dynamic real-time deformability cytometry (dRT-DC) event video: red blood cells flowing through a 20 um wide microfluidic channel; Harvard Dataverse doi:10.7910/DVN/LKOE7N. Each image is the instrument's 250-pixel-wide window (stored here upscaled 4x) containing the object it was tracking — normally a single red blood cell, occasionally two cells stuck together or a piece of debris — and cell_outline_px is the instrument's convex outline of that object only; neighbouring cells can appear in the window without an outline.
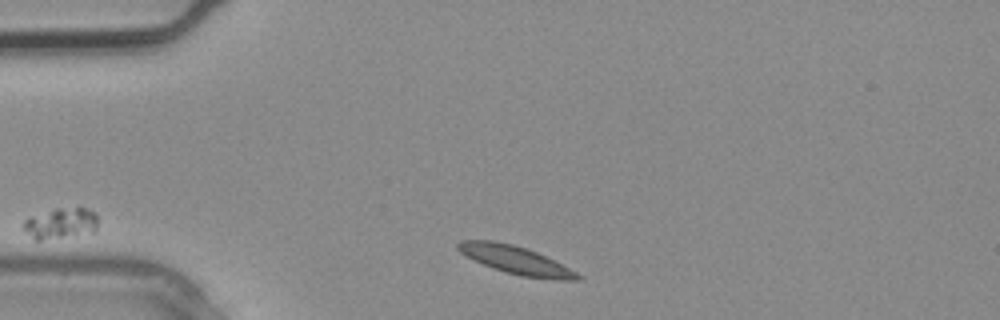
{"species": "common noctule bat (a hibernating species)", "species_latin": "Nyctalus noctula", "temperature_condition": "warm", "stored_images_in_passage": 1, "camera_frame_rate_fps": 3000, "um_per_image_px": 0.085, "animal": {"sex": "male", "body_mass_g": 20.4}, "frame": {"image": 1, "passage_image": 1, "time_ms": 0.0, "image_size_px": [1000, 320], "cell_outline_px": [[584, 276], [580, 280], [552, 280], [520, 276], [484, 264], [460, 252], [456, 248], [456, 244], [460, 240], [492, 240], [512, 244], [536, 252]], "centroid_in_image_um": [43.85, 22.11], "position_along_channel_um": 41.1, "area_um2": 19.13}}